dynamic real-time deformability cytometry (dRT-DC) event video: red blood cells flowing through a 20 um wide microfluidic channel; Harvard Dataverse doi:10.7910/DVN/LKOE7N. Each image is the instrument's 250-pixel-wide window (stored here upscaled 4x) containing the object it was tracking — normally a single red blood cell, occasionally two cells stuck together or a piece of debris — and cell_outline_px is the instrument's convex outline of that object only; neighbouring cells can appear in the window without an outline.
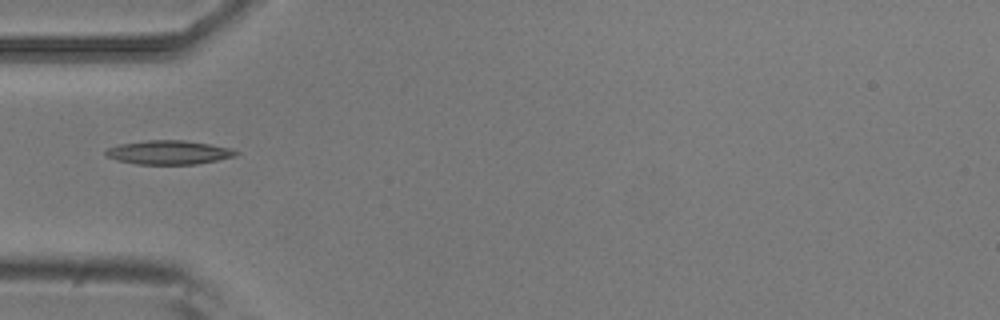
{"species": "common noctule bat (a hibernating species)", "species_latin": "Nyctalus noctula", "temperature_condition": "room temperature", "stored_images_in_passage": 4, "camera_frame_rate_fps": 3000, "um_per_image_px": 0.085, "animal": {"sex": "male", "body_mass_g": 20.5, "forearm_length_mm": 52.5}, "frame": {"image": 1, "passage_image": 3, "time_ms": 0.667, "image_size_px": [1000, 320], "cell_outline_px": [[240, 152], [236, 156], [196, 164], [136, 164], [116, 160], [108, 156], [104, 152], [108, 148], [120, 144], [148, 140], [184, 140], [232, 148]], "centroid_in_image_um": [14.36, 12.95], "position_along_channel_um": 70.6, "area_um2": 18.03}}
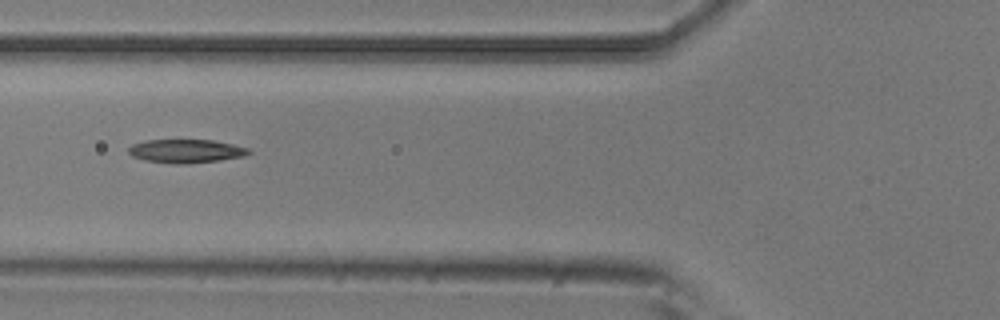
{"frame": {"image": 2, "passage_image": 4, "time_ms": 1.0, "image_size_px": [1000, 320], "cell_outline_px": [[252, 152], [244, 156], [220, 160], [180, 164], [176, 164], [144, 160], [132, 156], [128, 152], [128, 148], [132, 144], [144, 140], [212, 140], [232, 144], [248, 148]], "centroid_in_image_um": [15.79, 12.84], "position_along_channel_um": 110.0, "area_um2": 16.42}}